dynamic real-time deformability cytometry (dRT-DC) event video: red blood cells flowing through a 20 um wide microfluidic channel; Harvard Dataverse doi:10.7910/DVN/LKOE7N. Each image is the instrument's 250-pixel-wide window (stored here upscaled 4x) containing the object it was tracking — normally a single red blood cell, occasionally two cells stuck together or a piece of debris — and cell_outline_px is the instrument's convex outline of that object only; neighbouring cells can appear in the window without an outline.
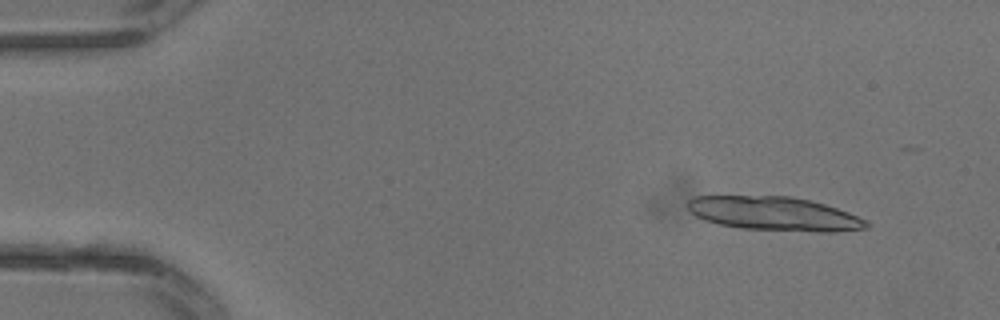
{"species": "common noctule bat (a hibernating species)", "species_latin": "Nyctalus noctula", "temperature_condition": "warm", "stored_images_in_passage": 3, "segment_of_instrument_passage": [1, 2], "camera_frame_rate_fps": 3000, "um_per_image_px": 0.085, "animal": {"sex": "male", "body_mass_g": 13.3}, "frame": {"image": 1, "passage_image": 1, "time_ms": 0.0, "image_size_px": [1000, 320], "cell_outline_px": [[872, 224], [868, 228], [836, 232], [816, 232], [740, 228], [720, 224], [704, 220], [696, 216], [688, 208], [688, 200], [692, 196], [792, 196], [824, 204], [848, 212], [868, 220]], "centroid_in_image_um": [65.86, 18.17], "position_along_channel_um": 19.1, "area_um2": 35.43}}